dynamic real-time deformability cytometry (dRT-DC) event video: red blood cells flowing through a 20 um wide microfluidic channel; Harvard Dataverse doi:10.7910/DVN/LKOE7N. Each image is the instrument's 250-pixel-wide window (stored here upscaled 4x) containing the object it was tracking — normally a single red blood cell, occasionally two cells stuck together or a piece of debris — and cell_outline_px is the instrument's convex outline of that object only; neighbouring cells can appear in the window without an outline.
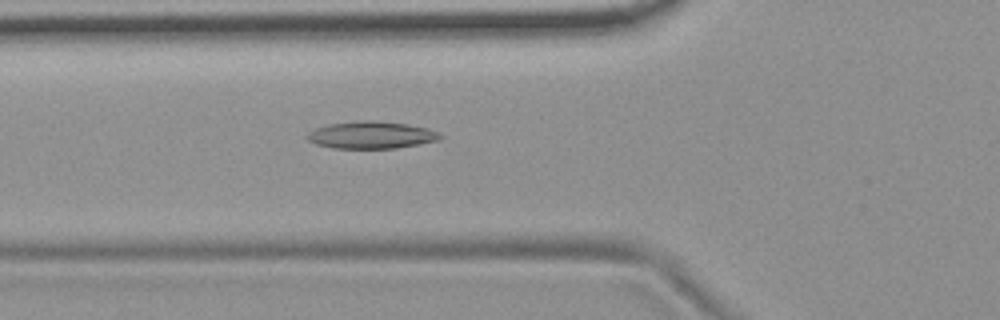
{"species": "common noctule bat (a hibernating species)", "species_latin": "Nyctalus noctula", "temperature_condition": "room temperature", "stored_images_in_passage": 54, "camera_frame_rate_fps": 3000, "um_per_image_px": 0.085, "animal": {"sex": "female", "body_mass_g": 19.9}, "frame": {"image": 1, "passage_image": 19, "time_ms": 6.0, "image_size_px": [1000, 320], "cell_outline_px": [[444, 136], [440, 140], [420, 144], [396, 148], [332, 148], [316, 144], [308, 140], [304, 136], [308, 132], [316, 128], [328, 124], [356, 120], [372, 120], [408, 124], [428, 128], [440, 132]], "centroid_in_image_um": [31.58, 11.47], "position_along_channel_um": 94.2, "area_um2": 21.39}}
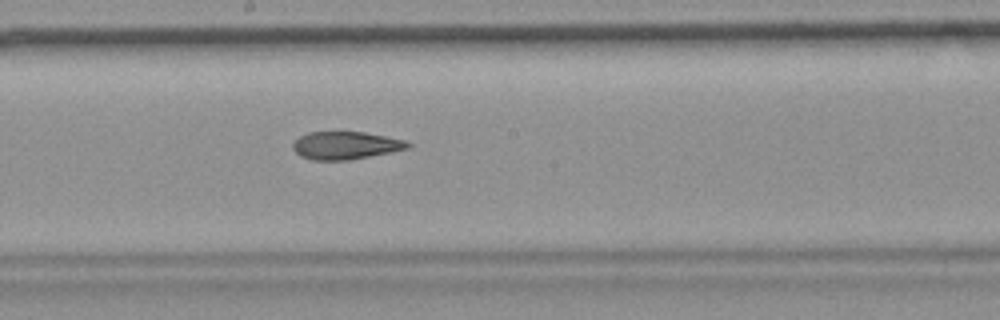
{"frame": {"image": 2, "passage_image": 29, "time_ms": 9.333, "image_size_px": [1000, 320], "cell_outline_px": [[412, 148], [348, 160], [312, 160], [300, 156], [292, 148], [292, 144], [300, 136], [308, 132], [364, 132], [404, 140], [412, 144]], "centroid_in_image_um": [29.38, 12.36], "position_along_channel_um": 218.8, "area_um2": 18.55}}
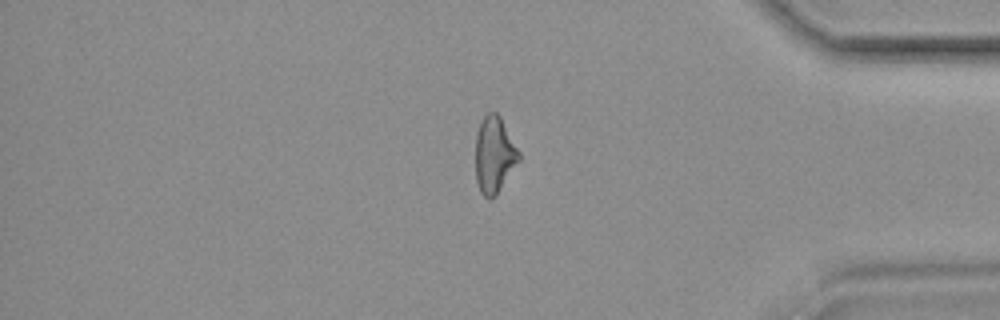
{"frame": {"image": 3, "passage_image": 45, "time_ms": 14.667, "image_size_px": [1000, 320], "cell_outline_px": [[520, 160], [496, 196], [492, 200], [488, 200], [480, 192], [476, 180], [476, 132], [480, 120], [488, 112], [496, 112], [500, 116], [520, 152]], "centroid_in_image_um": [42.01, 13.18], "position_along_channel_um": 393.2, "area_um2": 19.59}, "authors_computed_cell_mechanics": {"area_um2": 19.9988, "velocity_mm_per_s": 3.7311, "shape_relaxation_time_tau1_ms": null, "shape_relaxation_time_tau2_ms": 2.9609, "deformation_change_tau1": null, "deformation_change_tau2": 0.1136}}